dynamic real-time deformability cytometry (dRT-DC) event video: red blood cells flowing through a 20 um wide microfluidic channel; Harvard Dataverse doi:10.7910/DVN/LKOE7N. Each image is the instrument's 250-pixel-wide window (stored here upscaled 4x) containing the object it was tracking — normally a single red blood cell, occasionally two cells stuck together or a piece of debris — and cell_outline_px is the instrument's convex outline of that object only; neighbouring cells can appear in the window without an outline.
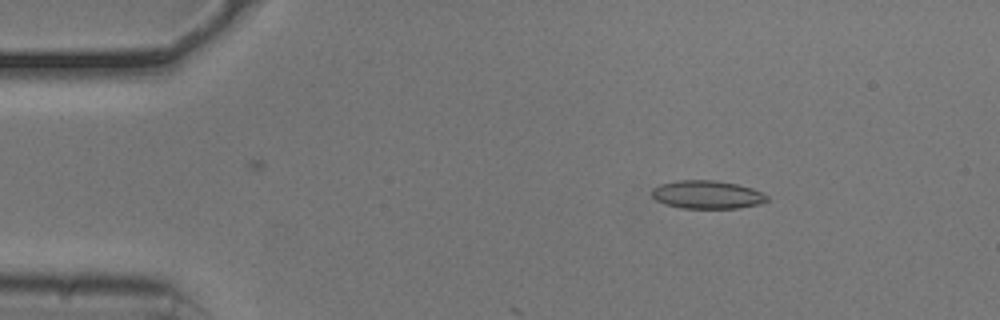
{"species": "common noctule bat (a hibernating species)", "species_latin": "Nyctalus noctula", "temperature_condition": "cold", "stored_images_in_passage": 10, "camera_frame_rate_fps": 3000, "um_per_image_px": 0.085, "animal": {"sex": "male", "body_mass_g": 20.5, "forearm_length_mm": 52.5}, "frame": {"image": 1, "passage_image": 7, "time_ms": 2.0, "image_size_px": [1000, 320], "cell_outline_px": [[768, 200], [760, 204], [740, 208], [680, 208], [664, 204], [656, 200], [652, 196], [652, 188], [660, 184], [676, 180], [716, 180], [736, 184], [752, 188], [768, 196]], "centroid_in_image_um": [60.08, 16.54], "position_along_channel_um": 24.9, "area_um2": 19.02}}